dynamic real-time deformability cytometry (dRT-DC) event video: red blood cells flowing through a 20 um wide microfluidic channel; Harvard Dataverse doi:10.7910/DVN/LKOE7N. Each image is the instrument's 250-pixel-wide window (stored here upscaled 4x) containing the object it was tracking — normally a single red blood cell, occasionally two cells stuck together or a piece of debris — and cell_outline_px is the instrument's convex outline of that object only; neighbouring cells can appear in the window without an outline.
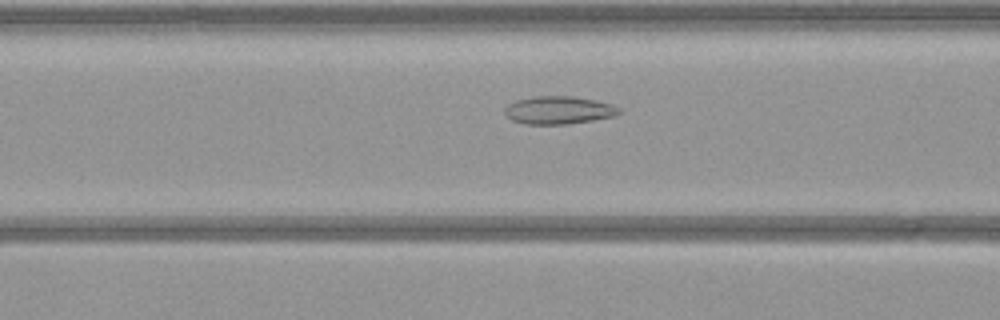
{"species": "common noctule bat (a hibernating species)", "species_latin": "Nyctalus noctula", "temperature_condition": "warm", "stored_images_in_passage": 53, "camera_frame_rate_fps": 3000, "um_per_image_px": 0.085, "animal": {"sex": "female", "body_mass_g": 21.9}, "frame": {"image": 1, "passage_image": 20, "time_ms": 6.333, "image_size_px": [1000, 320], "cell_outline_px": [[620, 112], [616, 116], [568, 124], [524, 124], [512, 120], [504, 112], [504, 108], [508, 104], [516, 100], [532, 96], [572, 96], [596, 100], [612, 104], [620, 108]], "centroid_in_image_um": [47.48, 9.36], "position_along_channel_um": 119.1, "area_um2": 18.67}}
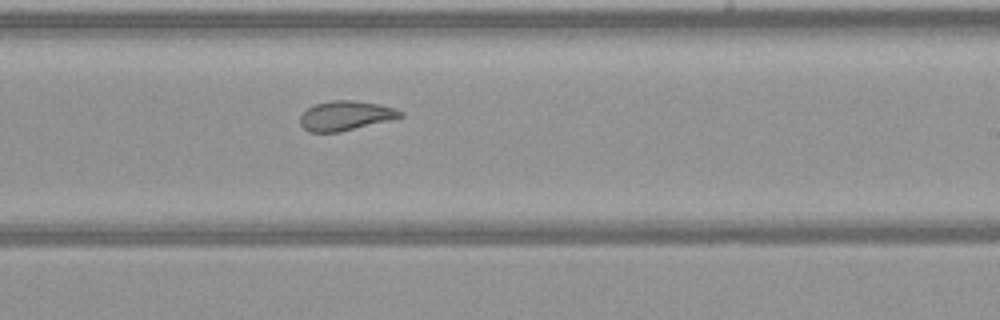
{"frame": {"image": 2, "passage_image": 31, "time_ms": 10.0, "image_size_px": [1000, 320], "cell_outline_px": [[404, 116], [340, 132], [308, 132], [300, 124], [300, 116], [308, 108], [316, 104], [332, 100], [356, 100], [380, 104], [396, 108], [404, 112]], "centroid_in_image_um": [29.39, 9.82], "position_along_channel_um": 259.6, "area_um2": 17.22}}
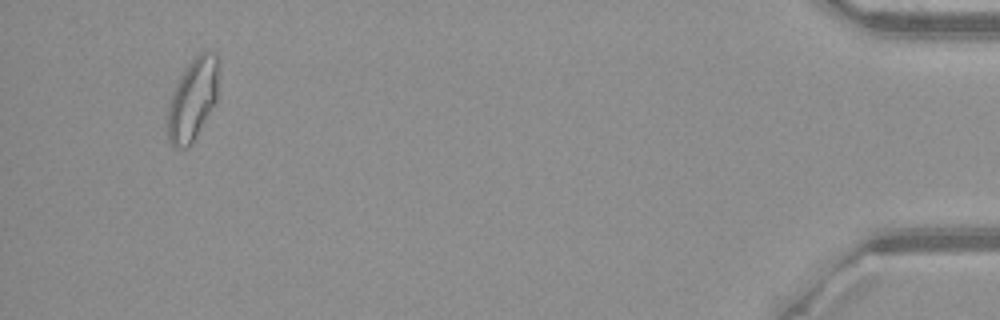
{"frame": {"image": 3, "passage_image": 50, "time_ms": 16.333, "image_size_px": [1000, 320], "cell_outline_px": [[220, 68], [216, 100], [196, 136], [188, 148], [176, 148], [168, 140], [164, 124], [168, 104], [172, 92], [180, 76], [188, 64], [200, 52], [208, 52], [216, 56], [220, 60]], "centroid_in_image_um": [16.34, 8.47], "position_along_channel_um": 418.9, "area_um2": 24.8}}